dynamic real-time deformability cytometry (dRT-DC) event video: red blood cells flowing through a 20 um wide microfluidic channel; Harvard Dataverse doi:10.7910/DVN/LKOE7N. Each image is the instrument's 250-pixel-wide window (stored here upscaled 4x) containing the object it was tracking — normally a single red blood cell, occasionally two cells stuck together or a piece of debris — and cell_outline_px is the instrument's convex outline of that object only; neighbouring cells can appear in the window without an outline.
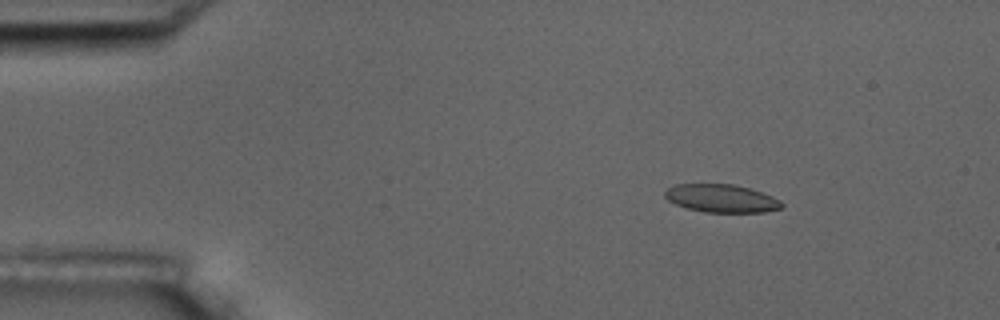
{"species": "common noctule bat (a hibernating species)", "species_latin": "Nyctalus noctula", "temperature_condition": "room temperature", "stored_images_in_passage": 5, "camera_frame_rate_fps": 3000, "um_per_image_px": 0.085, "animal": {"sex": "male", "body_mass_g": 17.5, "forearm_length_mm": 52.3}, "frame": {"image": 1, "passage_image": 3, "time_ms": 2.333, "image_size_px": [1000, 320], "cell_outline_px": [[784, 204], [780, 208], [764, 212], [704, 212], [688, 208], [676, 204], [668, 200], [664, 196], [664, 192], [668, 188], [676, 184], [732, 184], [748, 188], [772, 196], [780, 200]], "centroid_in_image_um": [61.31, 16.86], "position_along_channel_um": 23.7, "area_um2": 18.9}}
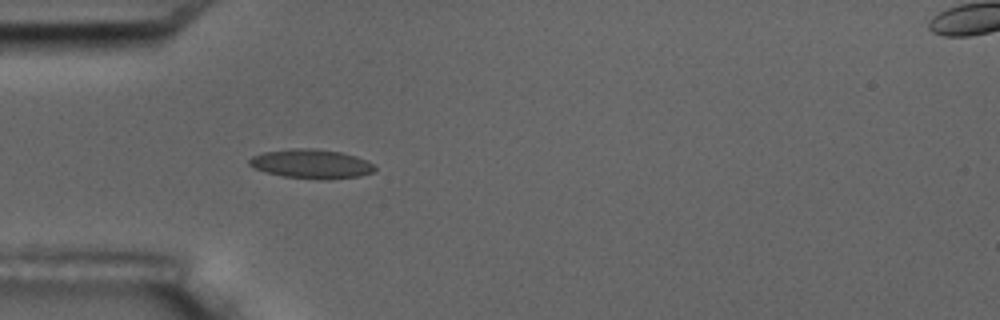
{"frame": {"image": 2, "passage_image": 5, "time_ms": 5.333, "image_size_px": [1000, 320], "cell_outline_px": [[376, 168], [372, 172], [360, 176], [320, 180], [284, 176], [268, 172], [256, 168], [248, 164], [248, 160], [252, 156], [264, 152], [292, 148], [312, 148], [340, 152], [356, 156], [376, 164]], "centroid_in_image_um": [26.49, 13.92], "position_along_channel_um": 58.5, "area_um2": 21.27}}